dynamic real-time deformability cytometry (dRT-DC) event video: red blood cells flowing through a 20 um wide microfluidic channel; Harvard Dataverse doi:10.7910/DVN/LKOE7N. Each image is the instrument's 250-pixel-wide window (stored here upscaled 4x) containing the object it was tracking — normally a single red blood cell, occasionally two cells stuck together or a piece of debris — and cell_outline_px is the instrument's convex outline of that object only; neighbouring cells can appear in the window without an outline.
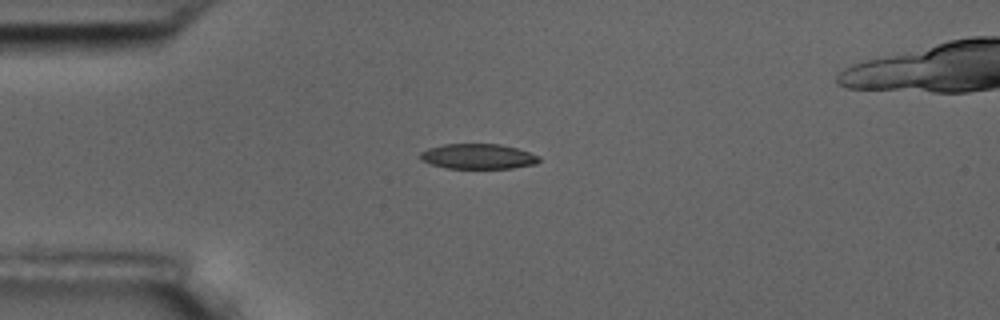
{"species": "common noctule bat (a hibernating species)", "species_latin": "Nyctalus noctula", "temperature_condition": "room temperature", "stored_images_in_passage": 5, "camera_frame_rate_fps": 3000, "um_per_image_px": 0.085, "animal": {"sex": "male", "body_mass_g": 17.5, "forearm_length_mm": 52.3}, "frame": {"image": 1, "passage_image": 1, "time_ms": 0.0, "image_size_px": [1000, 320], "cell_outline_px": [[540, 160], [536, 164], [512, 168], [448, 168], [432, 164], [420, 160], [420, 152], [428, 148], [444, 144], [500, 144], [516, 148], [540, 156]], "centroid_in_image_um": [40.63, 13.29], "position_along_channel_um": 44.4, "area_um2": 17.34}}
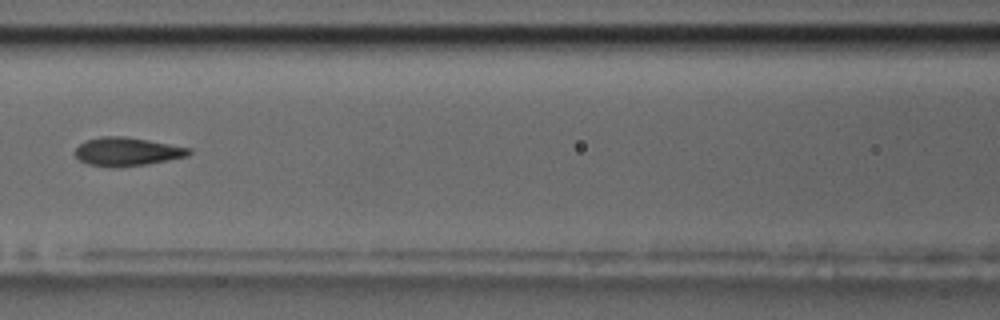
{"frame": {"image": 2, "passage_image": 4, "time_ms": 3.667, "image_size_px": [1000, 320], "cell_outline_px": [[192, 152], [188, 156], [148, 164], [116, 168], [88, 164], [80, 160], [72, 152], [84, 140], [100, 136], [124, 136], [148, 140], [192, 148]], "centroid_in_image_um": [10.78, 12.89], "position_along_channel_um": 155.8, "area_um2": 19.13}}
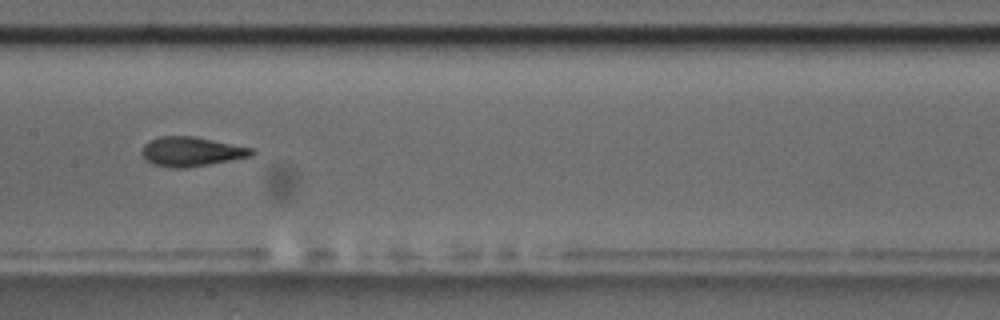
{"frame": {"image": 3, "passage_image": 5, "time_ms": 4.667, "image_size_px": [1000, 320], "cell_outline_px": [[256, 152], [252, 156], [208, 164], [184, 168], [172, 168], [152, 164], [140, 152], [144, 144], [148, 140], [160, 136], [196, 136], [252, 148]], "centroid_in_image_um": [16.25, 12.87], "position_along_channel_um": 191.1, "area_um2": 18.84}}